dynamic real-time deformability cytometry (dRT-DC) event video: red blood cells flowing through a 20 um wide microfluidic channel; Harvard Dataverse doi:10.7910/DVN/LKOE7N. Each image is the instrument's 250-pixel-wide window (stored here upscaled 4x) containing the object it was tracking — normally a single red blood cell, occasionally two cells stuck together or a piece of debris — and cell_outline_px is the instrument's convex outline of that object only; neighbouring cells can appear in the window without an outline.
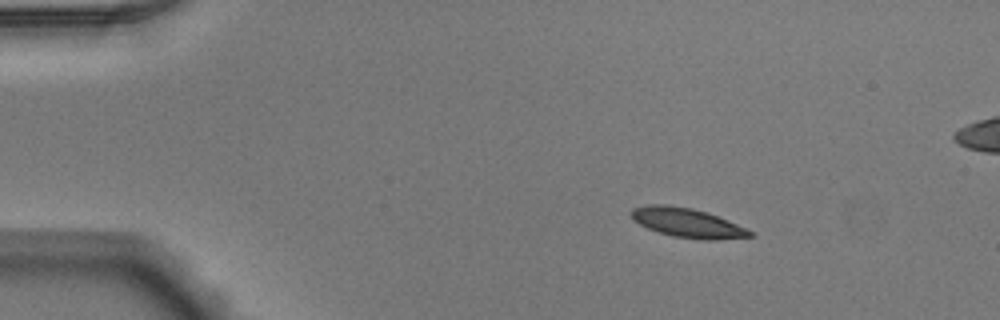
{"species": "Egyptian fruit bat (a non-hibernating species)", "species_latin": "Rousettus aegyptiacus", "temperature_condition": "warm", "stored_images_in_passage": 46, "camera_frame_rate_fps": 3000, "um_per_image_px": 0.085, "animal": {"sex": "male"}, "frame": {"image": 1, "passage_image": 1, "time_ms": 0.0, "image_size_px": [1000, 320], "cell_outline_px": [[752, 236], [716, 240], [704, 240], [672, 236], [648, 228], [640, 224], [632, 216], [632, 208], [648, 204], [664, 204], [692, 208], [716, 216], [736, 224], [752, 232]], "centroid_in_image_um": [58.4, 18.94], "position_along_channel_um": 26.6, "area_um2": 19.77}}
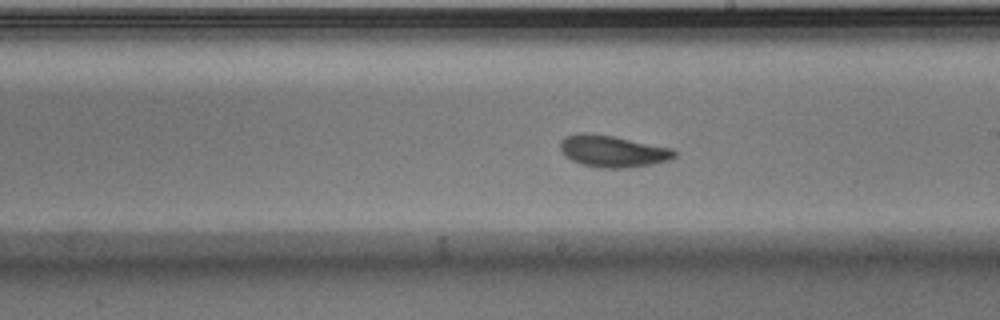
{"frame": {"image": 2, "passage_image": 23, "time_ms": 7.333, "image_size_px": [1000, 320], "cell_outline_px": [[676, 156], [668, 160], [652, 164], [624, 168], [600, 168], [584, 164], [572, 160], [564, 156], [560, 148], [560, 140], [564, 136], [584, 132], [612, 136], [672, 148], [676, 152]], "centroid_in_image_um": [52.05, 12.85], "position_along_channel_um": 236.9, "area_um2": 20.98}}
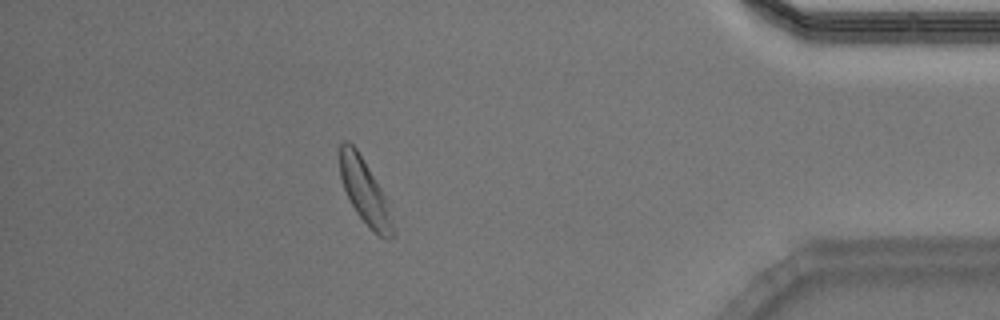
{"frame": {"image": 3, "passage_image": 39, "time_ms": 12.667, "image_size_px": [1000, 320], "cell_outline_px": [[396, 236], [388, 240], [384, 240], [356, 212], [344, 188], [340, 176], [340, 144], [344, 140], [348, 140], [356, 148], [388, 200], [396, 232]], "centroid_in_image_um": [31.06, 16.32], "position_along_channel_um": 404.1, "area_um2": 19.83}}